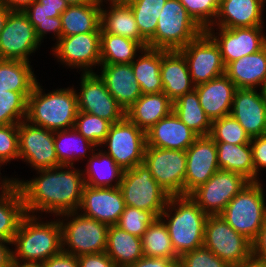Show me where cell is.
<instances>
[{
	"mask_svg": "<svg viewBox=\"0 0 266 267\" xmlns=\"http://www.w3.org/2000/svg\"><path fill=\"white\" fill-rule=\"evenodd\" d=\"M101 9V33H110L137 41L143 48L147 42L141 37L130 5H112Z\"/></svg>",
	"mask_w": 266,
	"mask_h": 267,
	"instance_id": "cell-31",
	"label": "cell"
},
{
	"mask_svg": "<svg viewBox=\"0 0 266 267\" xmlns=\"http://www.w3.org/2000/svg\"><path fill=\"white\" fill-rule=\"evenodd\" d=\"M250 145L254 164V182H256L260 181L258 177L259 169H266V134L251 138Z\"/></svg>",
	"mask_w": 266,
	"mask_h": 267,
	"instance_id": "cell-50",
	"label": "cell"
},
{
	"mask_svg": "<svg viewBox=\"0 0 266 267\" xmlns=\"http://www.w3.org/2000/svg\"><path fill=\"white\" fill-rule=\"evenodd\" d=\"M54 144L59 164L64 166H73L76 160L87 156V150L91 151V155L96 151V149H93L97 147L91 141L84 138L74 127L55 131Z\"/></svg>",
	"mask_w": 266,
	"mask_h": 267,
	"instance_id": "cell-37",
	"label": "cell"
},
{
	"mask_svg": "<svg viewBox=\"0 0 266 267\" xmlns=\"http://www.w3.org/2000/svg\"><path fill=\"white\" fill-rule=\"evenodd\" d=\"M39 216L26 214L18 227L11 244L12 261L21 264H42L63 251L60 218L41 222ZM56 220V221H55ZM41 222V223H39Z\"/></svg>",
	"mask_w": 266,
	"mask_h": 267,
	"instance_id": "cell-2",
	"label": "cell"
},
{
	"mask_svg": "<svg viewBox=\"0 0 266 267\" xmlns=\"http://www.w3.org/2000/svg\"><path fill=\"white\" fill-rule=\"evenodd\" d=\"M194 90L211 121L230 115L236 87L226 74L198 84Z\"/></svg>",
	"mask_w": 266,
	"mask_h": 267,
	"instance_id": "cell-24",
	"label": "cell"
},
{
	"mask_svg": "<svg viewBox=\"0 0 266 267\" xmlns=\"http://www.w3.org/2000/svg\"><path fill=\"white\" fill-rule=\"evenodd\" d=\"M248 183L249 181L238 173L219 169L189 196L208 216H216L222 213L232 198Z\"/></svg>",
	"mask_w": 266,
	"mask_h": 267,
	"instance_id": "cell-12",
	"label": "cell"
},
{
	"mask_svg": "<svg viewBox=\"0 0 266 267\" xmlns=\"http://www.w3.org/2000/svg\"><path fill=\"white\" fill-rule=\"evenodd\" d=\"M89 157L86 168L82 171L85 185L90 187L120 186L124 170L106 153V150L93 152Z\"/></svg>",
	"mask_w": 266,
	"mask_h": 267,
	"instance_id": "cell-32",
	"label": "cell"
},
{
	"mask_svg": "<svg viewBox=\"0 0 266 267\" xmlns=\"http://www.w3.org/2000/svg\"><path fill=\"white\" fill-rule=\"evenodd\" d=\"M103 145L108 146L106 153L121 169H132L143 163L146 132L125 116L121 121L111 124L105 140L101 143V146Z\"/></svg>",
	"mask_w": 266,
	"mask_h": 267,
	"instance_id": "cell-10",
	"label": "cell"
},
{
	"mask_svg": "<svg viewBox=\"0 0 266 267\" xmlns=\"http://www.w3.org/2000/svg\"><path fill=\"white\" fill-rule=\"evenodd\" d=\"M19 159L18 124L0 126V162Z\"/></svg>",
	"mask_w": 266,
	"mask_h": 267,
	"instance_id": "cell-49",
	"label": "cell"
},
{
	"mask_svg": "<svg viewBox=\"0 0 266 267\" xmlns=\"http://www.w3.org/2000/svg\"><path fill=\"white\" fill-rule=\"evenodd\" d=\"M188 14L205 31L212 26L219 9V0H179Z\"/></svg>",
	"mask_w": 266,
	"mask_h": 267,
	"instance_id": "cell-47",
	"label": "cell"
},
{
	"mask_svg": "<svg viewBox=\"0 0 266 267\" xmlns=\"http://www.w3.org/2000/svg\"><path fill=\"white\" fill-rule=\"evenodd\" d=\"M197 137L172 111L146 131V146L186 151Z\"/></svg>",
	"mask_w": 266,
	"mask_h": 267,
	"instance_id": "cell-22",
	"label": "cell"
},
{
	"mask_svg": "<svg viewBox=\"0 0 266 267\" xmlns=\"http://www.w3.org/2000/svg\"><path fill=\"white\" fill-rule=\"evenodd\" d=\"M203 246L231 267H242L252 259V242L236 232L220 215L207 217Z\"/></svg>",
	"mask_w": 266,
	"mask_h": 267,
	"instance_id": "cell-9",
	"label": "cell"
},
{
	"mask_svg": "<svg viewBox=\"0 0 266 267\" xmlns=\"http://www.w3.org/2000/svg\"><path fill=\"white\" fill-rule=\"evenodd\" d=\"M209 136L215 142H224L234 145L251 142L249 135L232 115H226L222 118L212 120Z\"/></svg>",
	"mask_w": 266,
	"mask_h": 267,
	"instance_id": "cell-44",
	"label": "cell"
},
{
	"mask_svg": "<svg viewBox=\"0 0 266 267\" xmlns=\"http://www.w3.org/2000/svg\"><path fill=\"white\" fill-rule=\"evenodd\" d=\"M207 217L189 195L169 197L159 218L166 225L178 257L203 246Z\"/></svg>",
	"mask_w": 266,
	"mask_h": 267,
	"instance_id": "cell-3",
	"label": "cell"
},
{
	"mask_svg": "<svg viewBox=\"0 0 266 267\" xmlns=\"http://www.w3.org/2000/svg\"><path fill=\"white\" fill-rule=\"evenodd\" d=\"M69 5H81L90 3L91 0H66Z\"/></svg>",
	"mask_w": 266,
	"mask_h": 267,
	"instance_id": "cell-61",
	"label": "cell"
},
{
	"mask_svg": "<svg viewBox=\"0 0 266 267\" xmlns=\"http://www.w3.org/2000/svg\"><path fill=\"white\" fill-rule=\"evenodd\" d=\"M219 168L242 175L249 182H254V164L252 148L247 144L215 142Z\"/></svg>",
	"mask_w": 266,
	"mask_h": 267,
	"instance_id": "cell-36",
	"label": "cell"
},
{
	"mask_svg": "<svg viewBox=\"0 0 266 267\" xmlns=\"http://www.w3.org/2000/svg\"><path fill=\"white\" fill-rule=\"evenodd\" d=\"M160 74L163 92L173 102L195 89L185 57L178 50L161 49Z\"/></svg>",
	"mask_w": 266,
	"mask_h": 267,
	"instance_id": "cell-26",
	"label": "cell"
},
{
	"mask_svg": "<svg viewBox=\"0 0 266 267\" xmlns=\"http://www.w3.org/2000/svg\"><path fill=\"white\" fill-rule=\"evenodd\" d=\"M265 194L260 181L249 182L220 216L239 234L253 242L266 221Z\"/></svg>",
	"mask_w": 266,
	"mask_h": 267,
	"instance_id": "cell-5",
	"label": "cell"
},
{
	"mask_svg": "<svg viewBox=\"0 0 266 267\" xmlns=\"http://www.w3.org/2000/svg\"><path fill=\"white\" fill-rule=\"evenodd\" d=\"M2 165H3V163L0 162V168H1ZM0 175H1V173H0ZM0 180H2V181H0L1 182L0 183L1 191L5 190V189H8V188L12 187L15 184L14 178H9L8 179L6 177L5 178L3 177V179H0Z\"/></svg>",
	"mask_w": 266,
	"mask_h": 267,
	"instance_id": "cell-59",
	"label": "cell"
},
{
	"mask_svg": "<svg viewBox=\"0 0 266 267\" xmlns=\"http://www.w3.org/2000/svg\"><path fill=\"white\" fill-rule=\"evenodd\" d=\"M178 51L185 57L195 86L226 72L218 45L205 31Z\"/></svg>",
	"mask_w": 266,
	"mask_h": 267,
	"instance_id": "cell-13",
	"label": "cell"
},
{
	"mask_svg": "<svg viewBox=\"0 0 266 267\" xmlns=\"http://www.w3.org/2000/svg\"><path fill=\"white\" fill-rule=\"evenodd\" d=\"M11 267H43L42 264H21L13 262Z\"/></svg>",
	"mask_w": 266,
	"mask_h": 267,
	"instance_id": "cell-62",
	"label": "cell"
},
{
	"mask_svg": "<svg viewBox=\"0 0 266 267\" xmlns=\"http://www.w3.org/2000/svg\"><path fill=\"white\" fill-rule=\"evenodd\" d=\"M11 245V242L0 238V267H11L12 261V249H9L7 245Z\"/></svg>",
	"mask_w": 266,
	"mask_h": 267,
	"instance_id": "cell-55",
	"label": "cell"
},
{
	"mask_svg": "<svg viewBox=\"0 0 266 267\" xmlns=\"http://www.w3.org/2000/svg\"><path fill=\"white\" fill-rule=\"evenodd\" d=\"M131 65L142 94L161 93V49L143 48Z\"/></svg>",
	"mask_w": 266,
	"mask_h": 267,
	"instance_id": "cell-33",
	"label": "cell"
},
{
	"mask_svg": "<svg viewBox=\"0 0 266 267\" xmlns=\"http://www.w3.org/2000/svg\"><path fill=\"white\" fill-rule=\"evenodd\" d=\"M58 216L68 217L67 220L70 217L68 222L66 219H60L63 252L78 257L106 251L108 225L80 214L78 211L63 213Z\"/></svg>",
	"mask_w": 266,
	"mask_h": 267,
	"instance_id": "cell-7",
	"label": "cell"
},
{
	"mask_svg": "<svg viewBox=\"0 0 266 267\" xmlns=\"http://www.w3.org/2000/svg\"><path fill=\"white\" fill-rule=\"evenodd\" d=\"M252 258L266 263V221L252 242Z\"/></svg>",
	"mask_w": 266,
	"mask_h": 267,
	"instance_id": "cell-53",
	"label": "cell"
},
{
	"mask_svg": "<svg viewBox=\"0 0 266 267\" xmlns=\"http://www.w3.org/2000/svg\"><path fill=\"white\" fill-rule=\"evenodd\" d=\"M79 267H119L105 252L77 257Z\"/></svg>",
	"mask_w": 266,
	"mask_h": 267,
	"instance_id": "cell-51",
	"label": "cell"
},
{
	"mask_svg": "<svg viewBox=\"0 0 266 267\" xmlns=\"http://www.w3.org/2000/svg\"><path fill=\"white\" fill-rule=\"evenodd\" d=\"M124 209L125 201L119 187L84 185L78 209L83 215L112 226L116 225Z\"/></svg>",
	"mask_w": 266,
	"mask_h": 267,
	"instance_id": "cell-20",
	"label": "cell"
},
{
	"mask_svg": "<svg viewBox=\"0 0 266 267\" xmlns=\"http://www.w3.org/2000/svg\"><path fill=\"white\" fill-rule=\"evenodd\" d=\"M266 0H219L217 17L213 23L222 28L262 26V11Z\"/></svg>",
	"mask_w": 266,
	"mask_h": 267,
	"instance_id": "cell-25",
	"label": "cell"
},
{
	"mask_svg": "<svg viewBox=\"0 0 266 267\" xmlns=\"http://www.w3.org/2000/svg\"><path fill=\"white\" fill-rule=\"evenodd\" d=\"M61 36L95 32L100 27L101 9L92 2L81 5H69L60 15Z\"/></svg>",
	"mask_w": 266,
	"mask_h": 267,
	"instance_id": "cell-35",
	"label": "cell"
},
{
	"mask_svg": "<svg viewBox=\"0 0 266 267\" xmlns=\"http://www.w3.org/2000/svg\"><path fill=\"white\" fill-rule=\"evenodd\" d=\"M167 0H133L130 4L141 37L148 43L155 34L158 17Z\"/></svg>",
	"mask_w": 266,
	"mask_h": 267,
	"instance_id": "cell-42",
	"label": "cell"
},
{
	"mask_svg": "<svg viewBox=\"0 0 266 267\" xmlns=\"http://www.w3.org/2000/svg\"><path fill=\"white\" fill-rule=\"evenodd\" d=\"M262 28V26L231 29L218 27L219 32L215 33L213 26H210L205 32L218 45L222 60L227 66L230 62L255 53L266 45V36Z\"/></svg>",
	"mask_w": 266,
	"mask_h": 267,
	"instance_id": "cell-18",
	"label": "cell"
},
{
	"mask_svg": "<svg viewBox=\"0 0 266 267\" xmlns=\"http://www.w3.org/2000/svg\"><path fill=\"white\" fill-rule=\"evenodd\" d=\"M40 42L23 11H11L0 33V59L29 61Z\"/></svg>",
	"mask_w": 266,
	"mask_h": 267,
	"instance_id": "cell-15",
	"label": "cell"
},
{
	"mask_svg": "<svg viewBox=\"0 0 266 267\" xmlns=\"http://www.w3.org/2000/svg\"><path fill=\"white\" fill-rule=\"evenodd\" d=\"M11 10L0 1V33L4 29L6 20Z\"/></svg>",
	"mask_w": 266,
	"mask_h": 267,
	"instance_id": "cell-57",
	"label": "cell"
},
{
	"mask_svg": "<svg viewBox=\"0 0 266 267\" xmlns=\"http://www.w3.org/2000/svg\"><path fill=\"white\" fill-rule=\"evenodd\" d=\"M18 134L19 159L30 163L36 171L61 166L56 156L53 131L24 120L18 124Z\"/></svg>",
	"mask_w": 266,
	"mask_h": 267,
	"instance_id": "cell-14",
	"label": "cell"
},
{
	"mask_svg": "<svg viewBox=\"0 0 266 267\" xmlns=\"http://www.w3.org/2000/svg\"><path fill=\"white\" fill-rule=\"evenodd\" d=\"M173 112L198 136L210 134L212 121L202 109L195 90L175 100Z\"/></svg>",
	"mask_w": 266,
	"mask_h": 267,
	"instance_id": "cell-39",
	"label": "cell"
},
{
	"mask_svg": "<svg viewBox=\"0 0 266 267\" xmlns=\"http://www.w3.org/2000/svg\"><path fill=\"white\" fill-rule=\"evenodd\" d=\"M29 62L0 59V92H32L37 82Z\"/></svg>",
	"mask_w": 266,
	"mask_h": 267,
	"instance_id": "cell-38",
	"label": "cell"
},
{
	"mask_svg": "<svg viewBox=\"0 0 266 267\" xmlns=\"http://www.w3.org/2000/svg\"><path fill=\"white\" fill-rule=\"evenodd\" d=\"M143 163L170 196L184 195L185 151L146 146Z\"/></svg>",
	"mask_w": 266,
	"mask_h": 267,
	"instance_id": "cell-11",
	"label": "cell"
},
{
	"mask_svg": "<svg viewBox=\"0 0 266 267\" xmlns=\"http://www.w3.org/2000/svg\"><path fill=\"white\" fill-rule=\"evenodd\" d=\"M100 35L101 26L95 32L61 36L52 47L53 55L69 68H80L83 73L94 72L92 67L100 66Z\"/></svg>",
	"mask_w": 266,
	"mask_h": 267,
	"instance_id": "cell-17",
	"label": "cell"
},
{
	"mask_svg": "<svg viewBox=\"0 0 266 267\" xmlns=\"http://www.w3.org/2000/svg\"><path fill=\"white\" fill-rule=\"evenodd\" d=\"M157 218L153 212L125 206L124 212L119 217L116 225L126 232L141 238L147 227Z\"/></svg>",
	"mask_w": 266,
	"mask_h": 267,
	"instance_id": "cell-46",
	"label": "cell"
},
{
	"mask_svg": "<svg viewBox=\"0 0 266 267\" xmlns=\"http://www.w3.org/2000/svg\"><path fill=\"white\" fill-rule=\"evenodd\" d=\"M26 215L18 185L2 190L0 194V238L12 242L22 218Z\"/></svg>",
	"mask_w": 266,
	"mask_h": 267,
	"instance_id": "cell-34",
	"label": "cell"
},
{
	"mask_svg": "<svg viewBox=\"0 0 266 267\" xmlns=\"http://www.w3.org/2000/svg\"><path fill=\"white\" fill-rule=\"evenodd\" d=\"M105 253L119 267L136 263L144 256L141 238L126 232L117 225L108 227Z\"/></svg>",
	"mask_w": 266,
	"mask_h": 267,
	"instance_id": "cell-30",
	"label": "cell"
},
{
	"mask_svg": "<svg viewBox=\"0 0 266 267\" xmlns=\"http://www.w3.org/2000/svg\"><path fill=\"white\" fill-rule=\"evenodd\" d=\"M37 171L40 176L30 181L14 179L22 194L26 214L35 215L41 211L57 217L78 211L85 185L83 170L61 165Z\"/></svg>",
	"mask_w": 266,
	"mask_h": 267,
	"instance_id": "cell-1",
	"label": "cell"
},
{
	"mask_svg": "<svg viewBox=\"0 0 266 267\" xmlns=\"http://www.w3.org/2000/svg\"><path fill=\"white\" fill-rule=\"evenodd\" d=\"M179 267H231L204 246L179 257Z\"/></svg>",
	"mask_w": 266,
	"mask_h": 267,
	"instance_id": "cell-48",
	"label": "cell"
},
{
	"mask_svg": "<svg viewBox=\"0 0 266 267\" xmlns=\"http://www.w3.org/2000/svg\"><path fill=\"white\" fill-rule=\"evenodd\" d=\"M11 11H24L37 0H0Z\"/></svg>",
	"mask_w": 266,
	"mask_h": 267,
	"instance_id": "cell-56",
	"label": "cell"
},
{
	"mask_svg": "<svg viewBox=\"0 0 266 267\" xmlns=\"http://www.w3.org/2000/svg\"><path fill=\"white\" fill-rule=\"evenodd\" d=\"M186 152L184 195L205 184L219 168L217 147L209 136H198Z\"/></svg>",
	"mask_w": 266,
	"mask_h": 267,
	"instance_id": "cell-19",
	"label": "cell"
},
{
	"mask_svg": "<svg viewBox=\"0 0 266 267\" xmlns=\"http://www.w3.org/2000/svg\"><path fill=\"white\" fill-rule=\"evenodd\" d=\"M30 95L31 92H0V126L19 124L26 119Z\"/></svg>",
	"mask_w": 266,
	"mask_h": 267,
	"instance_id": "cell-43",
	"label": "cell"
},
{
	"mask_svg": "<svg viewBox=\"0 0 266 267\" xmlns=\"http://www.w3.org/2000/svg\"><path fill=\"white\" fill-rule=\"evenodd\" d=\"M111 123L98 116L79 111L74 128L97 147L105 140Z\"/></svg>",
	"mask_w": 266,
	"mask_h": 267,
	"instance_id": "cell-45",
	"label": "cell"
},
{
	"mask_svg": "<svg viewBox=\"0 0 266 267\" xmlns=\"http://www.w3.org/2000/svg\"><path fill=\"white\" fill-rule=\"evenodd\" d=\"M125 206L162 214L170 195L152 177L144 163L123 172L119 186Z\"/></svg>",
	"mask_w": 266,
	"mask_h": 267,
	"instance_id": "cell-8",
	"label": "cell"
},
{
	"mask_svg": "<svg viewBox=\"0 0 266 267\" xmlns=\"http://www.w3.org/2000/svg\"><path fill=\"white\" fill-rule=\"evenodd\" d=\"M80 92H76L79 111L109 121L111 124L125 117V110L107 90L103 79L95 72L82 73Z\"/></svg>",
	"mask_w": 266,
	"mask_h": 267,
	"instance_id": "cell-16",
	"label": "cell"
},
{
	"mask_svg": "<svg viewBox=\"0 0 266 267\" xmlns=\"http://www.w3.org/2000/svg\"><path fill=\"white\" fill-rule=\"evenodd\" d=\"M225 74L236 88L264 90L266 86V45L259 51L243 56L226 66Z\"/></svg>",
	"mask_w": 266,
	"mask_h": 267,
	"instance_id": "cell-27",
	"label": "cell"
},
{
	"mask_svg": "<svg viewBox=\"0 0 266 267\" xmlns=\"http://www.w3.org/2000/svg\"><path fill=\"white\" fill-rule=\"evenodd\" d=\"M75 88H60L43 94L38 81L27 98L26 121L50 131L74 127L79 112Z\"/></svg>",
	"mask_w": 266,
	"mask_h": 267,
	"instance_id": "cell-4",
	"label": "cell"
},
{
	"mask_svg": "<svg viewBox=\"0 0 266 267\" xmlns=\"http://www.w3.org/2000/svg\"><path fill=\"white\" fill-rule=\"evenodd\" d=\"M101 75L107 90L126 111L142 95L140 85L134 76L131 63L100 64Z\"/></svg>",
	"mask_w": 266,
	"mask_h": 267,
	"instance_id": "cell-23",
	"label": "cell"
},
{
	"mask_svg": "<svg viewBox=\"0 0 266 267\" xmlns=\"http://www.w3.org/2000/svg\"><path fill=\"white\" fill-rule=\"evenodd\" d=\"M203 32L179 0H167L158 17L154 37L147 43V47L180 50Z\"/></svg>",
	"mask_w": 266,
	"mask_h": 267,
	"instance_id": "cell-6",
	"label": "cell"
},
{
	"mask_svg": "<svg viewBox=\"0 0 266 267\" xmlns=\"http://www.w3.org/2000/svg\"><path fill=\"white\" fill-rule=\"evenodd\" d=\"M43 267H79L77 256L60 252L42 263Z\"/></svg>",
	"mask_w": 266,
	"mask_h": 267,
	"instance_id": "cell-52",
	"label": "cell"
},
{
	"mask_svg": "<svg viewBox=\"0 0 266 267\" xmlns=\"http://www.w3.org/2000/svg\"><path fill=\"white\" fill-rule=\"evenodd\" d=\"M103 1L105 0H91V2L97 6L98 8L102 9V5L103 4ZM106 1H109V5L112 6V5H130L132 3L133 0H106Z\"/></svg>",
	"mask_w": 266,
	"mask_h": 267,
	"instance_id": "cell-58",
	"label": "cell"
},
{
	"mask_svg": "<svg viewBox=\"0 0 266 267\" xmlns=\"http://www.w3.org/2000/svg\"><path fill=\"white\" fill-rule=\"evenodd\" d=\"M250 138L266 134V95L264 90L236 88L231 112Z\"/></svg>",
	"mask_w": 266,
	"mask_h": 267,
	"instance_id": "cell-21",
	"label": "cell"
},
{
	"mask_svg": "<svg viewBox=\"0 0 266 267\" xmlns=\"http://www.w3.org/2000/svg\"><path fill=\"white\" fill-rule=\"evenodd\" d=\"M173 111V101L164 93L142 94L125 111V116L143 131L149 130L159 120Z\"/></svg>",
	"mask_w": 266,
	"mask_h": 267,
	"instance_id": "cell-28",
	"label": "cell"
},
{
	"mask_svg": "<svg viewBox=\"0 0 266 267\" xmlns=\"http://www.w3.org/2000/svg\"><path fill=\"white\" fill-rule=\"evenodd\" d=\"M126 267H179V262L178 260H170L167 258L143 256L136 263Z\"/></svg>",
	"mask_w": 266,
	"mask_h": 267,
	"instance_id": "cell-54",
	"label": "cell"
},
{
	"mask_svg": "<svg viewBox=\"0 0 266 267\" xmlns=\"http://www.w3.org/2000/svg\"><path fill=\"white\" fill-rule=\"evenodd\" d=\"M68 6L66 0H37L23 11L34 26L40 42L49 32L54 33L56 41L61 38L60 15Z\"/></svg>",
	"mask_w": 266,
	"mask_h": 267,
	"instance_id": "cell-29",
	"label": "cell"
},
{
	"mask_svg": "<svg viewBox=\"0 0 266 267\" xmlns=\"http://www.w3.org/2000/svg\"><path fill=\"white\" fill-rule=\"evenodd\" d=\"M143 254L146 257H160L179 260L174 251L168 230L164 222L157 218L141 237Z\"/></svg>",
	"mask_w": 266,
	"mask_h": 267,
	"instance_id": "cell-41",
	"label": "cell"
},
{
	"mask_svg": "<svg viewBox=\"0 0 266 267\" xmlns=\"http://www.w3.org/2000/svg\"><path fill=\"white\" fill-rule=\"evenodd\" d=\"M143 47L129 38L110 33L100 35V64L132 63Z\"/></svg>",
	"mask_w": 266,
	"mask_h": 267,
	"instance_id": "cell-40",
	"label": "cell"
},
{
	"mask_svg": "<svg viewBox=\"0 0 266 267\" xmlns=\"http://www.w3.org/2000/svg\"><path fill=\"white\" fill-rule=\"evenodd\" d=\"M242 267H266V263L251 259L249 262L245 263Z\"/></svg>",
	"mask_w": 266,
	"mask_h": 267,
	"instance_id": "cell-60",
	"label": "cell"
}]
</instances>
